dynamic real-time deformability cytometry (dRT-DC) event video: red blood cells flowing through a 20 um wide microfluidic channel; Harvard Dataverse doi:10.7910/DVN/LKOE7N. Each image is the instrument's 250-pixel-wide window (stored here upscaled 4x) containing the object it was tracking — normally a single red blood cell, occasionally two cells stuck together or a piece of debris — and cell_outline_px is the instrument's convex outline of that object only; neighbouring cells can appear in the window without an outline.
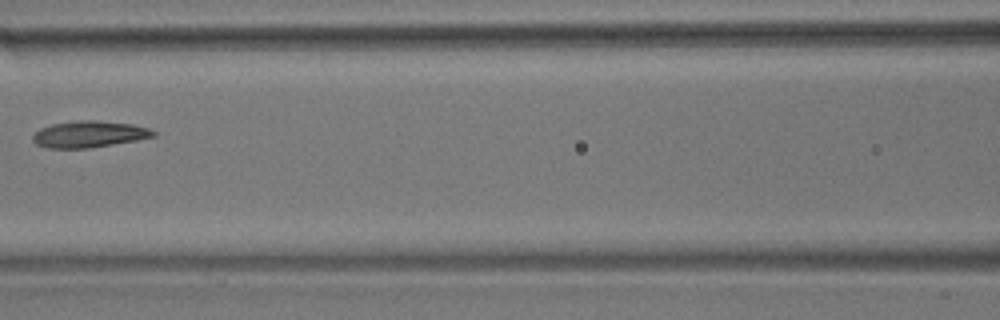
{"species": "common noctule bat (a hibernating species)", "species_latin": "Nyctalus noctula", "temperature_condition": "room temperature", "stored_images_in_passage": 11, "camera_frame_rate_fps": 3000, "um_per_image_px": 0.085, "animal": {"sex": "male", "body_mass_g": 17.9}, "frame": {"image": 1, "passage_image": 7, "time_ms": 8.0, "image_size_px": [1000, 320], "cell_outline_px": [[156, 136], [136, 140], [88, 148], [44, 148], [36, 144], [32, 140], [32, 136], [40, 128], [52, 124], [80, 120], [96, 120], [132, 124], [148, 128], [156, 132]], "centroid_in_image_um": [7.55, 11.41], "position_along_channel_um": 159.0, "area_um2": 18.55}}
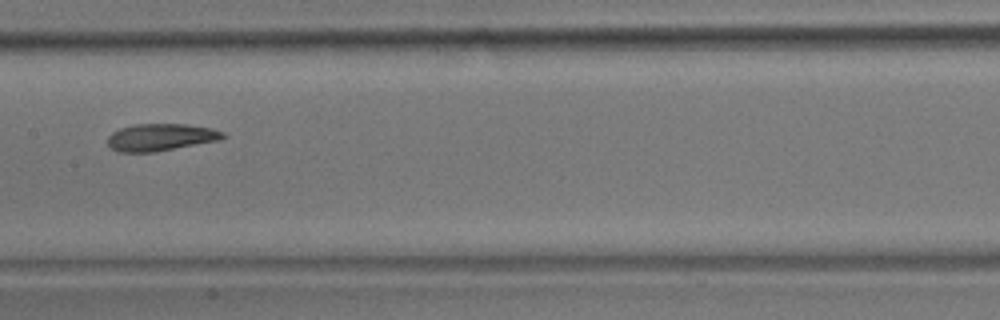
{"frame": {"image": 2, "passage_image": 8, "time_ms": 9.0, "image_size_px": [1000, 320], "cell_outline_px": [[228, 136], [216, 140], [156, 152], [116, 152], [108, 144], [108, 136], [112, 132], [120, 128], [136, 124], [184, 124], [212, 128], [224, 132]], "centroid_in_image_um": [13.63, 11.66], "position_along_channel_um": 193.8, "area_um2": 18.15}}
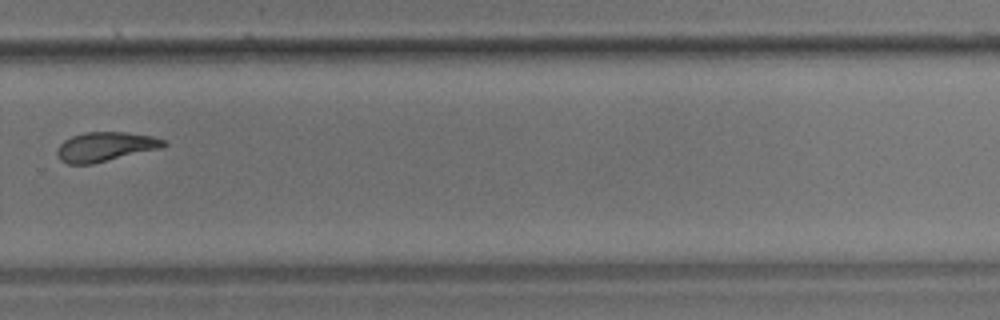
{"frame": {"image": 3, "passage_image": 11, "time_ms": 12.667, "image_size_px": [1000, 320], "cell_outline_px": [[168, 144], [164, 148], [92, 164], [68, 164], [60, 160], [56, 152], [60, 144], [64, 140], [72, 136], [88, 132], [124, 132], [152, 136], [164, 140]], "centroid_in_image_um": [8.98, 12.48], "position_along_channel_um": 320.8, "area_um2": 18.32}}